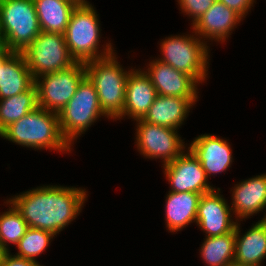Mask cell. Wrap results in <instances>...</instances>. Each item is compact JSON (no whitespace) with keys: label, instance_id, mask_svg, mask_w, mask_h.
<instances>
[{"label":"cell","instance_id":"6da1fadb","mask_svg":"<svg viewBox=\"0 0 266 266\" xmlns=\"http://www.w3.org/2000/svg\"><path fill=\"white\" fill-rule=\"evenodd\" d=\"M86 193L82 188L47 185L22 192L8 201L20 212L28 227L56 235L80 214Z\"/></svg>","mask_w":266,"mask_h":266},{"label":"cell","instance_id":"7a4b0ae2","mask_svg":"<svg viewBox=\"0 0 266 266\" xmlns=\"http://www.w3.org/2000/svg\"><path fill=\"white\" fill-rule=\"evenodd\" d=\"M0 137L37 150L46 148L66 153L72 149L61 134L58 114L41 107L10 124L0 133Z\"/></svg>","mask_w":266,"mask_h":266},{"label":"cell","instance_id":"3957f363","mask_svg":"<svg viewBox=\"0 0 266 266\" xmlns=\"http://www.w3.org/2000/svg\"><path fill=\"white\" fill-rule=\"evenodd\" d=\"M98 17L95 7L89 3L77 4L72 11L64 36L69 52L76 62L86 63L109 56L115 51L109 42L99 52L101 28Z\"/></svg>","mask_w":266,"mask_h":266},{"label":"cell","instance_id":"277c9868","mask_svg":"<svg viewBox=\"0 0 266 266\" xmlns=\"http://www.w3.org/2000/svg\"><path fill=\"white\" fill-rule=\"evenodd\" d=\"M86 75L93 82L102 111L113 120L122 113L126 97V71L117 61L115 53L85 63Z\"/></svg>","mask_w":266,"mask_h":266},{"label":"cell","instance_id":"5b68a950","mask_svg":"<svg viewBox=\"0 0 266 266\" xmlns=\"http://www.w3.org/2000/svg\"><path fill=\"white\" fill-rule=\"evenodd\" d=\"M101 116L110 119L102 111L95 86L86 75L74 96L58 114L61 134L73 146L74 140Z\"/></svg>","mask_w":266,"mask_h":266},{"label":"cell","instance_id":"8992f818","mask_svg":"<svg viewBox=\"0 0 266 266\" xmlns=\"http://www.w3.org/2000/svg\"><path fill=\"white\" fill-rule=\"evenodd\" d=\"M194 35L166 37L160 45L162 57L157 60L192 76L200 84L207 79L210 49L205 39Z\"/></svg>","mask_w":266,"mask_h":266},{"label":"cell","instance_id":"52a82bcc","mask_svg":"<svg viewBox=\"0 0 266 266\" xmlns=\"http://www.w3.org/2000/svg\"><path fill=\"white\" fill-rule=\"evenodd\" d=\"M0 31L9 51L22 52L41 32L33 0H0Z\"/></svg>","mask_w":266,"mask_h":266},{"label":"cell","instance_id":"ba28073f","mask_svg":"<svg viewBox=\"0 0 266 266\" xmlns=\"http://www.w3.org/2000/svg\"><path fill=\"white\" fill-rule=\"evenodd\" d=\"M34 80L76 63L66 45L64 34L40 32L22 51Z\"/></svg>","mask_w":266,"mask_h":266},{"label":"cell","instance_id":"9c48e42d","mask_svg":"<svg viewBox=\"0 0 266 266\" xmlns=\"http://www.w3.org/2000/svg\"><path fill=\"white\" fill-rule=\"evenodd\" d=\"M86 76L85 63L74 65L35 79L38 107L59 114L76 93L81 80Z\"/></svg>","mask_w":266,"mask_h":266},{"label":"cell","instance_id":"30bf717a","mask_svg":"<svg viewBox=\"0 0 266 266\" xmlns=\"http://www.w3.org/2000/svg\"><path fill=\"white\" fill-rule=\"evenodd\" d=\"M134 121L137 122L136 147L144 157L161 158L162 165H166L185 151V142L176 129L150 124L142 119Z\"/></svg>","mask_w":266,"mask_h":266},{"label":"cell","instance_id":"8fae6325","mask_svg":"<svg viewBox=\"0 0 266 266\" xmlns=\"http://www.w3.org/2000/svg\"><path fill=\"white\" fill-rule=\"evenodd\" d=\"M163 167L171 192L205 194L215 189L208 183L201 163L189 149Z\"/></svg>","mask_w":266,"mask_h":266},{"label":"cell","instance_id":"7c38bea8","mask_svg":"<svg viewBox=\"0 0 266 266\" xmlns=\"http://www.w3.org/2000/svg\"><path fill=\"white\" fill-rule=\"evenodd\" d=\"M216 188L202 194L196 217V223L206 237L221 236L232 232L237 221L232 219V209L225 198L220 195V189Z\"/></svg>","mask_w":266,"mask_h":266},{"label":"cell","instance_id":"4fadbf2b","mask_svg":"<svg viewBox=\"0 0 266 266\" xmlns=\"http://www.w3.org/2000/svg\"><path fill=\"white\" fill-rule=\"evenodd\" d=\"M147 67V71L144 72L150 78L158 95L198 98V82L192 76L157 59L152 60Z\"/></svg>","mask_w":266,"mask_h":266},{"label":"cell","instance_id":"5bb4252c","mask_svg":"<svg viewBox=\"0 0 266 266\" xmlns=\"http://www.w3.org/2000/svg\"><path fill=\"white\" fill-rule=\"evenodd\" d=\"M187 149L201 163L207 178L226 171L233 160L232 150L227 140L212 134L199 135Z\"/></svg>","mask_w":266,"mask_h":266},{"label":"cell","instance_id":"9a60e30c","mask_svg":"<svg viewBox=\"0 0 266 266\" xmlns=\"http://www.w3.org/2000/svg\"><path fill=\"white\" fill-rule=\"evenodd\" d=\"M242 17L217 0L194 24L192 29L201 39L224 42ZM203 36V37H202Z\"/></svg>","mask_w":266,"mask_h":266},{"label":"cell","instance_id":"2e32d148","mask_svg":"<svg viewBox=\"0 0 266 266\" xmlns=\"http://www.w3.org/2000/svg\"><path fill=\"white\" fill-rule=\"evenodd\" d=\"M157 91L148 75L142 69H131L126 81V97L123 113L117 118L128 116L142 119L157 97Z\"/></svg>","mask_w":266,"mask_h":266},{"label":"cell","instance_id":"e0dca14e","mask_svg":"<svg viewBox=\"0 0 266 266\" xmlns=\"http://www.w3.org/2000/svg\"><path fill=\"white\" fill-rule=\"evenodd\" d=\"M231 191V209L235 219L237 217L235 221H242L266 209V173L239 182Z\"/></svg>","mask_w":266,"mask_h":266},{"label":"cell","instance_id":"ac0fdd59","mask_svg":"<svg viewBox=\"0 0 266 266\" xmlns=\"http://www.w3.org/2000/svg\"><path fill=\"white\" fill-rule=\"evenodd\" d=\"M197 98H180L157 95L155 101L142 118L143 121L178 130L189 115Z\"/></svg>","mask_w":266,"mask_h":266},{"label":"cell","instance_id":"d6986e66","mask_svg":"<svg viewBox=\"0 0 266 266\" xmlns=\"http://www.w3.org/2000/svg\"><path fill=\"white\" fill-rule=\"evenodd\" d=\"M240 229L237 221L234 263L241 266H261L262 260L266 258V225L258 220L242 236Z\"/></svg>","mask_w":266,"mask_h":266},{"label":"cell","instance_id":"ffe728a7","mask_svg":"<svg viewBox=\"0 0 266 266\" xmlns=\"http://www.w3.org/2000/svg\"><path fill=\"white\" fill-rule=\"evenodd\" d=\"M35 80L22 52H12L0 65V99L29 90Z\"/></svg>","mask_w":266,"mask_h":266},{"label":"cell","instance_id":"44dd1931","mask_svg":"<svg viewBox=\"0 0 266 266\" xmlns=\"http://www.w3.org/2000/svg\"><path fill=\"white\" fill-rule=\"evenodd\" d=\"M202 194L168 191L165 202V221L170 232L182 230L196 222L198 204Z\"/></svg>","mask_w":266,"mask_h":266},{"label":"cell","instance_id":"7402d4cb","mask_svg":"<svg viewBox=\"0 0 266 266\" xmlns=\"http://www.w3.org/2000/svg\"><path fill=\"white\" fill-rule=\"evenodd\" d=\"M42 32L65 34L74 0H33Z\"/></svg>","mask_w":266,"mask_h":266},{"label":"cell","instance_id":"603a6c76","mask_svg":"<svg viewBox=\"0 0 266 266\" xmlns=\"http://www.w3.org/2000/svg\"><path fill=\"white\" fill-rule=\"evenodd\" d=\"M37 107L38 97L35 84L21 94L0 99V133L10 124L16 122Z\"/></svg>","mask_w":266,"mask_h":266},{"label":"cell","instance_id":"cb8c5ba5","mask_svg":"<svg viewBox=\"0 0 266 266\" xmlns=\"http://www.w3.org/2000/svg\"><path fill=\"white\" fill-rule=\"evenodd\" d=\"M200 254L206 266H227L234 263L235 229L225 235L206 237Z\"/></svg>","mask_w":266,"mask_h":266},{"label":"cell","instance_id":"d4e9b609","mask_svg":"<svg viewBox=\"0 0 266 266\" xmlns=\"http://www.w3.org/2000/svg\"><path fill=\"white\" fill-rule=\"evenodd\" d=\"M8 203L9 210L0 215V245L5 252L10 250L8 243L16 246L29 228L20 212L6 200L7 205Z\"/></svg>","mask_w":266,"mask_h":266},{"label":"cell","instance_id":"484cf974","mask_svg":"<svg viewBox=\"0 0 266 266\" xmlns=\"http://www.w3.org/2000/svg\"><path fill=\"white\" fill-rule=\"evenodd\" d=\"M55 236L52 232L29 227L16 245L18 253L15 255L37 262L35 257L46 250Z\"/></svg>","mask_w":266,"mask_h":266},{"label":"cell","instance_id":"4316f807","mask_svg":"<svg viewBox=\"0 0 266 266\" xmlns=\"http://www.w3.org/2000/svg\"><path fill=\"white\" fill-rule=\"evenodd\" d=\"M217 0H178L181 11L192 18L194 24Z\"/></svg>","mask_w":266,"mask_h":266},{"label":"cell","instance_id":"83f0119b","mask_svg":"<svg viewBox=\"0 0 266 266\" xmlns=\"http://www.w3.org/2000/svg\"><path fill=\"white\" fill-rule=\"evenodd\" d=\"M0 266H43V265H40L38 262H35L33 260L19 257L15 254L12 255L9 251L4 253Z\"/></svg>","mask_w":266,"mask_h":266},{"label":"cell","instance_id":"f1b7e54d","mask_svg":"<svg viewBox=\"0 0 266 266\" xmlns=\"http://www.w3.org/2000/svg\"><path fill=\"white\" fill-rule=\"evenodd\" d=\"M224 3L228 8L234 10L242 18L246 16L251 6L254 4V0H219Z\"/></svg>","mask_w":266,"mask_h":266},{"label":"cell","instance_id":"f546056e","mask_svg":"<svg viewBox=\"0 0 266 266\" xmlns=\"http://www.w3.org/2000/svg\"><path fill=\"white\" fill-rule=\"evenodd\" d=\"M8 50L9 49L6 45L5 37L3 33L0 31V57L3 56Z\"/></svg>","mask_w":266,"mask_h":266},{"label":"cell","instance_id":"4dcf8cb0","mask_svg":"<svg viewBox=\"0 0 266 266\" xmlns=\"http://www.w3.org/2000/svg\"><path fill=\"white\" fill-rule=\"evenodd\" d=\"M11 53L12 51L8 50L3 56L0 57V65Z\"/></svg>","mask_w":266,"mask_h":266},{"label":"cell","instance_id":"1f68e13d","mask_svg":"<svg viewBox=\"0 0 266 266\" xmlns=\"http://www.w3.org/2000/svg\"><path fill=\"white\" fill-rule=\"evenodd\" d=\"M4 253H5V251L2 249V247L0 245V263H1V260H2Z\"/></svg>","mask_w":266,"mask_h":266},{"label":"cell","instance_id":"d6a6232c","mask_svg":"<svg viewBox=\"0 0 266 266\" xmlns=\"http://www.w3.org/2000/svg\"><path fill=\"white\" fill-rule=\"evenodd\" d=\"M74 1H76L78 4L89 3V2H87V0H74Z\"/></svg>","mask_w":266,"mask_h":266},{"label":"cell","instance_id":"836d02e7","mask_svg":"<svg viewBox=\"0 0 266 266\" xmlns=\"http://www.w3.org/2000/svg\"><path fill=\"white\" fill-rule=\"evenodd\" d=\"M261 221L266 225V214H265L264 217L261 219Z\"/></svg>","mask_w":266,"mask_h":266},{"label":"cell","instance_id":"e575fe53","mask_svg":"<svg viewBox=\"0 0 266 266\" xmlns=\"http://www.w3.org/2000/svg\"><path fill=\"white\" fill-rule=\"evenodd\" d=\"M227 266H241V265H238V264L232 263V264L227 265Z\"/></svg>","mask_w":266,"mask_h":266}]
</instances>
